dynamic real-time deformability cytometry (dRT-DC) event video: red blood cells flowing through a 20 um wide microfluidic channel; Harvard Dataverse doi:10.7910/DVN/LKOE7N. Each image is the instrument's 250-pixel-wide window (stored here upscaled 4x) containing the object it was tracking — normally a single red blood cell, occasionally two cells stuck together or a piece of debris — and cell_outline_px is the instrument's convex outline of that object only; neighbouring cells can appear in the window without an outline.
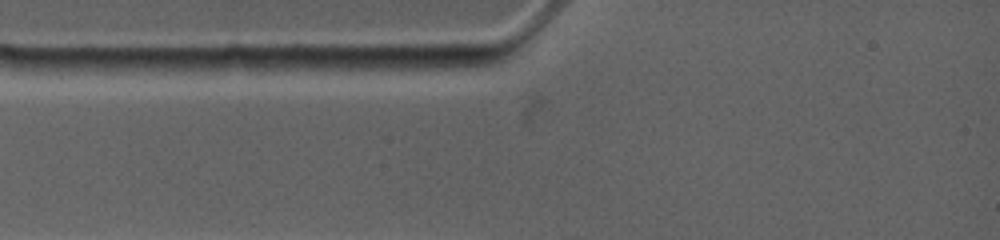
{"species": "common noctule bat (a hibernating species)", "species_latin": "Nyctalus noctula", "temperature_condition": "warm", "stored_images_in_passage": 2, "camera_frame_rate_fps": 4500, "um_per_image_px": 0.085, "animal": {"sex": "female", "body_mass_g": 19.0, "forearm_length_mm": 53.3}, "frame": {"image": 1, "passage_image": 1, "time_ms": 0.0, "image_size_px": [1000, 240], "cell_outline_px": [[272, 68], [264, 76], [220, 76], [168, 68], [164, 60], [224, 56], [240, 56], [256, 60]], "centroid_in_image_um": [18.78, 5.62], "position_along_channel_um": 66.2, "area_um2": 11.5}}